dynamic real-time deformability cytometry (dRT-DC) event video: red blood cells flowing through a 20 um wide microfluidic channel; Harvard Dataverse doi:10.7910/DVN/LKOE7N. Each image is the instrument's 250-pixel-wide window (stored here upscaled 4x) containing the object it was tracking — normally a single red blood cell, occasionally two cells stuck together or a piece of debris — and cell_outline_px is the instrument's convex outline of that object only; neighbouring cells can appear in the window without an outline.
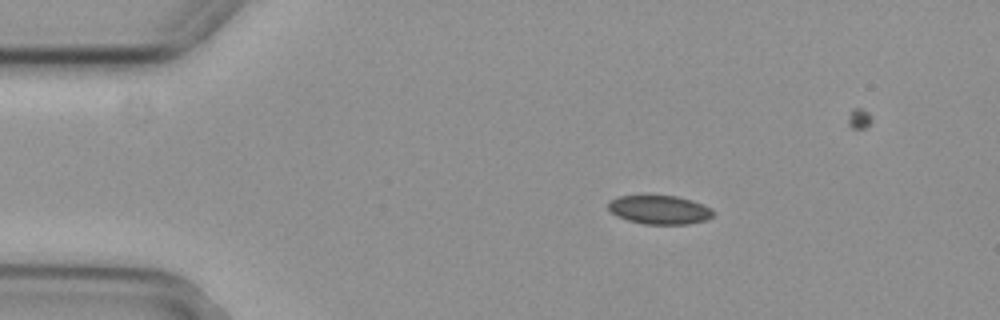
{"species": "common noctule bat (a hibernating species)", "species_latin": "Nyctalus noctula", "temperature_condition": "cold", "stored_images_in_passage": 5, "camera_frame_rate_fps": 3000, "um_per_image_px": 0.085, "animal": {"sex": "female", "body_mass_g": 29.2, "forearm_length_mm": 56.3}, "frame": {"image": 1, "passage_image": 3, "time_ms": 0.667, "image_size_px": [1000, 320], "cell_outline_px": [[716, 212], [708, 220], [688, 224], [644, 224], [628, 220], [616, 216], [608, 208], [608, 200], [620, 196], [676, 196], [692, 200], [704, 204], [712, 208]], "centroid_in_image_um": [56.1, 17.83], "position_along_channel_um": 28.9, "area_um2": 17.74}}